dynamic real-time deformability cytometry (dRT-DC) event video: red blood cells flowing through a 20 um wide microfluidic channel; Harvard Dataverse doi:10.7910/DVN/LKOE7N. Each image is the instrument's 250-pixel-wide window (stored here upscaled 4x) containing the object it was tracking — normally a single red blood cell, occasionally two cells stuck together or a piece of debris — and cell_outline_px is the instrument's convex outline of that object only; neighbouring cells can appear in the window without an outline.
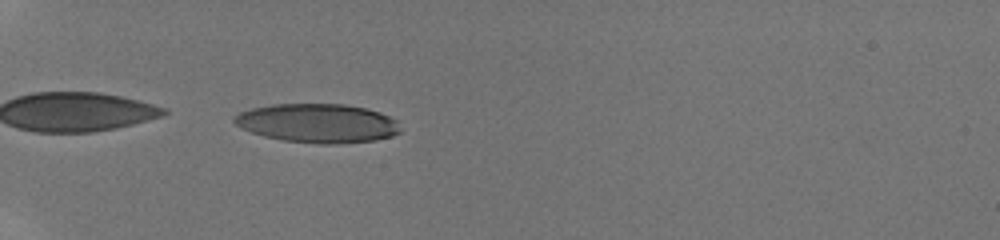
{"species": "human", "species_latin": "Homo sapiens", "temperature_condition": "room temperature", "stored_images_in_passage": 31, "camera_frame_rate_fps": 3000, "um_per_image_px": 0.085, "donor": {"sex": "male"}, "frame": {"image": 1, "passage_image": 1, "time_ms": 0.0, "image_size_px": [1000, 240], "cell_outline_px": [[400, 132], [392, 136], [376, 140], [336, 144], [320, 144], [284, 140], [264, 136], [252, 132], [236, 124], [232, 120], [232, 116], [240, 112], [252, 108], [272, 104], [344, 104], [364, 108], [380, 112], [396, 120], [400, 128]], "centroid_in_image_um": [27.0, 10.47], "position_along_channel_um": 58.0, "area_um2": 37.63}}
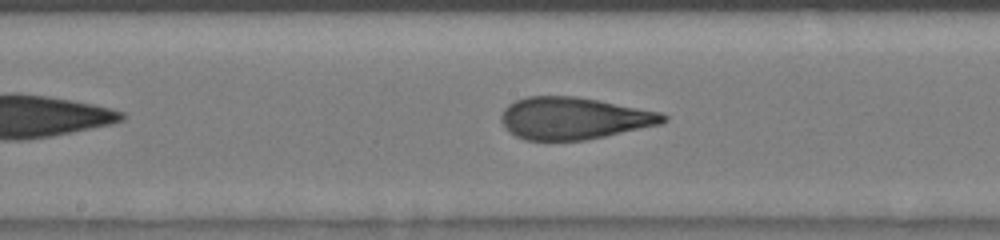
{"frame": {"image": 2, "passage_image": 13, "time_ms": 4.0, "image_size_px": [1000, 240], "cell_outline_px": [[668, 120], [660, 124], [604, 136], [584, 140], [524, 140], [508, 132], [504, 128], [500, 120], [500, 116], [504, 108], [508, 104], [516, 100], [528, 96], [576, 96], [600, 100], [660, 112], [668, 116]], "centroid_in_image_um": [48.73, 10.05], "position_along_channel_um": 199.5, "area_um2": 39.82}}
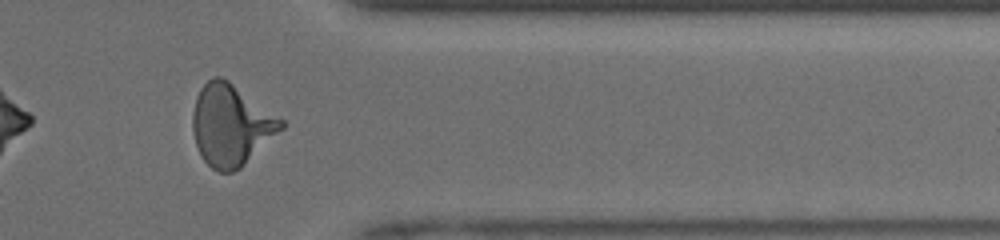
{"frame": {"image": 3, "passage_image": 27, "time_ms": 8.667, "image_size_px": [1000, 240], "cell_outline_px": [[284, 128], [240, 168], [232, 172], [220, 172], [212, 168], [200, 156], [196, 144], [192, 128], [192, 112], [196, 96], [200, 88], [212, 76], [220, 76], [228, 80], [284, 120]], "centroid_in_image_um": [19.61, 10.62], "position_along_channel_um": 391.8, "area_um2": 41.79}, "authors_computed_cell_mechanics": {"area_um2": 39.5352, "velocity_mm_per_s": 4.2188, "shape_relaxation_time_tau1_ms": 5.7425, "shape_relaxation_time_tau2_ms": 0.9174, "deformation_change_tau1": 0.2258, "deformation_change_tau2": 0.0833}}